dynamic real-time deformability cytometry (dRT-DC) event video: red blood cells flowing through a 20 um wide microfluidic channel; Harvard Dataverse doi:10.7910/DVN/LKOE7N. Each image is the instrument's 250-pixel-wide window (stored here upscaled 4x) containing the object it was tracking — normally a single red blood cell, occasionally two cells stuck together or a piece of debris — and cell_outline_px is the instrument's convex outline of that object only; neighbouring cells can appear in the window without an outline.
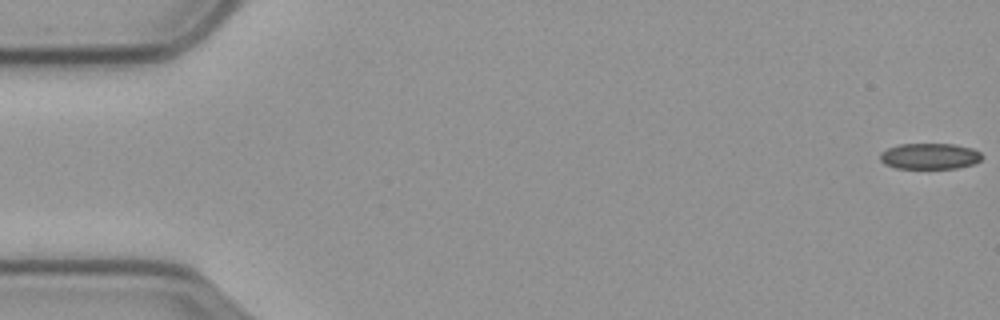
{"species": "common noctule bat (a hibernating species)", "species_latin": "Nyctalus noctula", "temperature_condition": "cold", "stored_images_in_passage": 58, "camera_frame_rate_fps": 3000, "um_per_image_px": 0.085, "animal": {"sex": "male", "body_mass_g": 23.1, "forearm_length_mm": 52.7}, "frame": {"image": 1, "passage_image": 1, "time_ms": 0.0, "image_size_px": [1000, 320], "cell_outline_px": [[984, 156], [976, 164], [956, 168], [896, 168], [884, 164], [880, 160], [880, 152], [888, 148], [900, 144], [952, 144], [972, 148], [980, 152]], "centroid_in_image_um": [79.04, 13.28], "position_along_channel_um": 6.0, "area_um2": 15.49}}
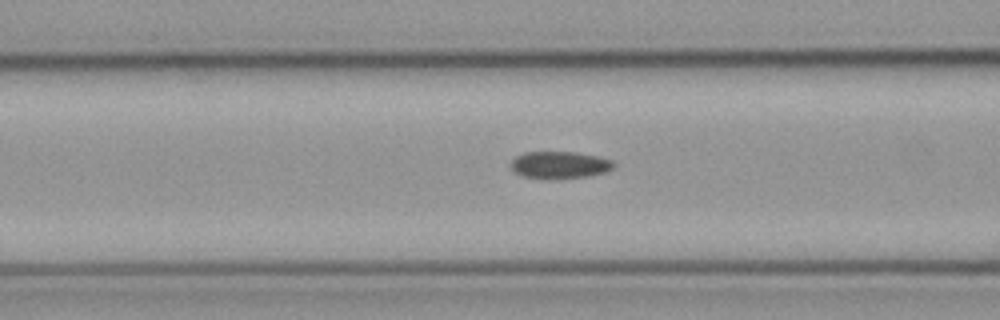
{"frame": {"image": 2, "passage_image": 23, "time_ms": 7.333, "image_size_px": [1000, 320], "cell_outline_px": [[616, 164], [608, 172], [588, 176], [548, 180], [540, 180], [524, 176], [516, 172], [508, 164], [516, 156], [524, 152], [576, 152], [596, 156], [612, 160]], "centroid_in_image_um": [47.56, 14.04], "position_along_channel_um": 119.0, "area_um2": 16.59}}
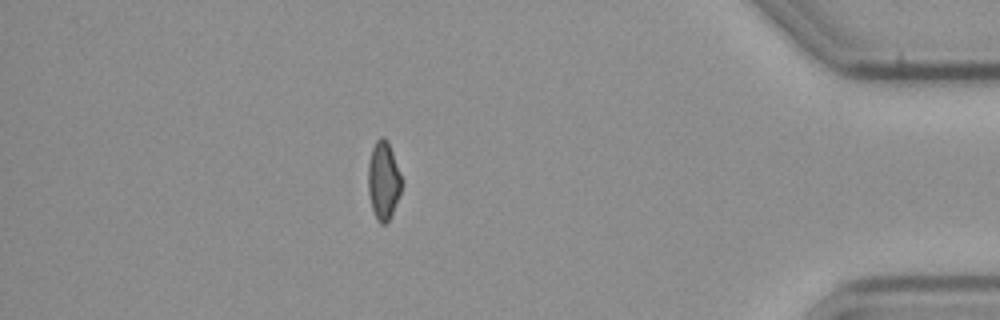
{"frame": {"image": 3, "passage_image": 51, "time_ms": 16.667, "image_size_px": [1000, 320], "cell_outline_px": [[404, 184], [392, 212], [388, 220], [384, 224], [380, 224], [376, 220], [372, 208], [368, 192], [368, 164], [372, 148], [376, 140], [380, 136], [384, 136], [388, 140], [404, 180]], "centroid_in_image_um": [32.61, 15.3], "position_along_channel_um": 402.6, "area_um2": 15.61}, "authors_computed_cell_mechanics": {"area_um2": 15.9528, "velocity_mm_per_s": 3.5436, "shape_relaxation_time_tau1_ms": null, "shape_relaxation_time_tau2_ms": 6.0746, "deformation_change_tau1": null, "deformation_change_tau2": 0.1039}}